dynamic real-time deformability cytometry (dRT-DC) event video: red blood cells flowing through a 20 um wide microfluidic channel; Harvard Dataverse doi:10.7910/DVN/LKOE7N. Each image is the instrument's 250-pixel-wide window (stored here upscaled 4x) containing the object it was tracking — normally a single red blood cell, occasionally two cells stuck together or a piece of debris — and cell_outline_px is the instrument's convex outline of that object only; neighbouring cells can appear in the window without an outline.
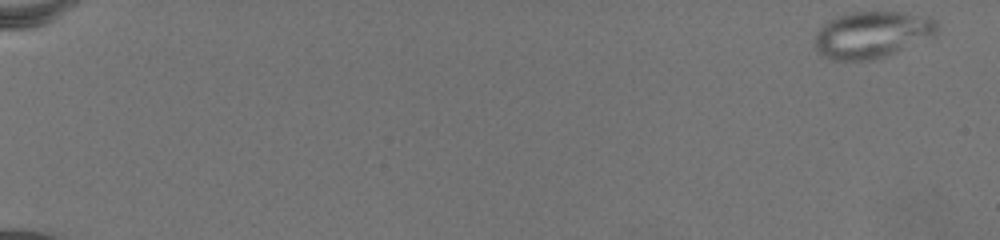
{"species": "common noctule bat (a hibernating species)", "species_latin": "Nyctalus noctula", "temperature_condition": "warm", "stored_images_in_passage": 57, "camera_frame_rate_fps": 3000, "um_per_image_px": 0.085, "animal": {"sex": "female", "body_mass_g": 19.5, "forearm_length_mm": 54.1}, "frame": {"image": 1, "passage_image": 1, "time_ms": 0.0, "image_size_px": [1000, 240], "cell_outline_px": [[940, 24], [936, 32], [932, 36], [896, 52], [876, 60], [832, 60], [820, 56], [816, 52], [812, 44], [812, 40], [816, 32], [828, 20], [836, 16], [852, 12], [900, 12], [928, 16], [936, 20]], "centroid_in_image_um": [74.06, 2.95], "position_along_channel_um": 10.9, "area_um2": 33.76}}
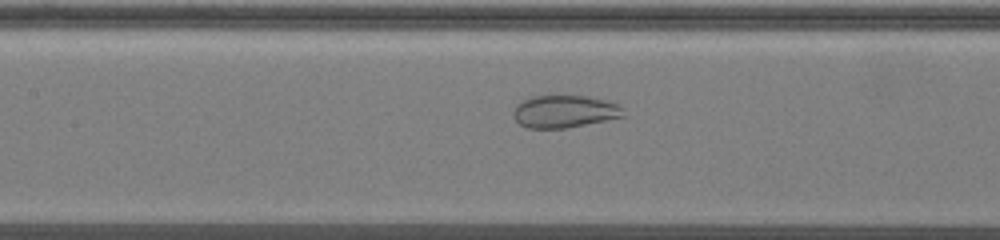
{"frame": {"image": 2, "passage_image": 39, "time_ms": 12.667, "image_size_px": [1000, 240], "cell_outline_px": [[624, 116], [564, 128], [528, 128], [520, 124], [512, 116], [512, 112], [516, 104], [520, 100], [532, 96], [588, 96], [608, 100], [620, 104], [624, 108]], "centroid_in_image_um": [47.96, 9.45], "position_along_channel_um": 159.4, "area_um2": 20.92}}
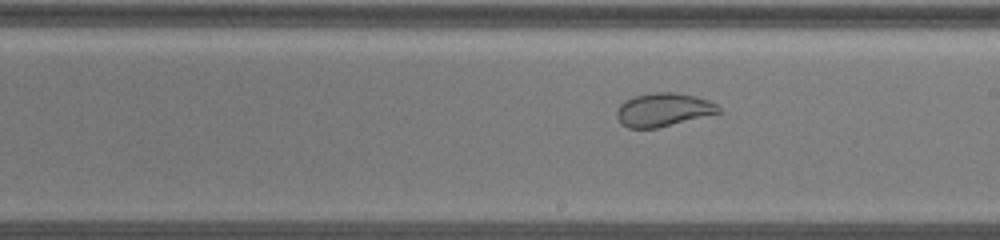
{"frame": {"image": 3, "passage_image": 47, "time_ms": 15.333, "image_size_px": [1000, 240], "cell_outline_px": [[724, 112], [656, 128], [628, 128], [620, 124], [616, 116], [616, 112], [620, 104], [624, 100], [636, 96], [652, 92], [676, 92], [696, 96], [708, 100], [716, 104]], "centroid_in_image_um": [56.38, 9.33], "position_along_channel_um": 232.6, "area_um2": 20.0}}